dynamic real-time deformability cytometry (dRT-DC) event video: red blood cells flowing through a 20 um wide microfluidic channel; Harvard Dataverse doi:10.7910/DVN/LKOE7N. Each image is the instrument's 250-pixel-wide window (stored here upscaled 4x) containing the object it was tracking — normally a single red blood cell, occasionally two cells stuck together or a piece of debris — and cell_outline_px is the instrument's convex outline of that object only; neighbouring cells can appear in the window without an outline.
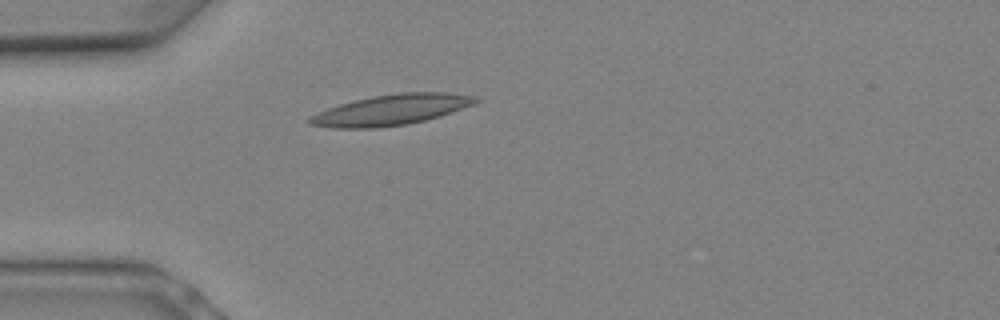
{"species": "Egyptian fruit bat (a non-hibernating species)", "species_latin": "Rousettus aegyptiacus", "temperature_condition": "warm", "stored_images_in_passage": 8, "camera_frame_rate_fps": 3000, "um_per_image_px": 0.085, "animal": {"sex": "female"}, "frame": {"image": 1, "passage_image": 6, "time_ms": 1.667, "image_size_px": [1000, 320], "cell_outline_px": [[480, 100], [476, 104], [440, 116], [408, 124], [376, 128], [332, 128], [308, 124], [308, 120], [316, 112], [340, 104], [372, 96], [400, 92], [448, 92], [476, 96]], "centroid_in_image_um": [33.29, 9.33], "position_along_channel_um": 51.7, "area_um2": 29.65}}
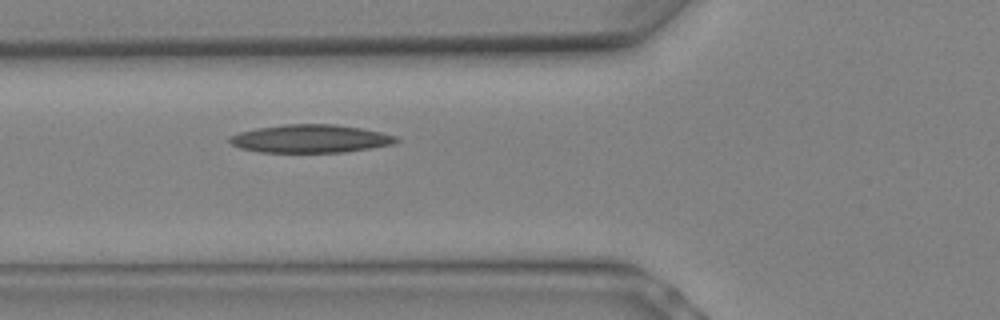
{"frame": {"image": 2, "passage_image": 8, "time_ms": 2.333, "image_size_px": [1000, 320], "cell_outline_px": [[400, 140], [396, 144], [344, 152], [260, 152], [240, 148], [232, 144], [228, 140], [228, 136], [240, 132], [256, 128], [284, 124], [336, 124], [360, 128], [400, 136]], "centroid_in_image_um": [26.42, 11.78], "position_along_channel_um": 99.4, "area_um2": 27.46}}